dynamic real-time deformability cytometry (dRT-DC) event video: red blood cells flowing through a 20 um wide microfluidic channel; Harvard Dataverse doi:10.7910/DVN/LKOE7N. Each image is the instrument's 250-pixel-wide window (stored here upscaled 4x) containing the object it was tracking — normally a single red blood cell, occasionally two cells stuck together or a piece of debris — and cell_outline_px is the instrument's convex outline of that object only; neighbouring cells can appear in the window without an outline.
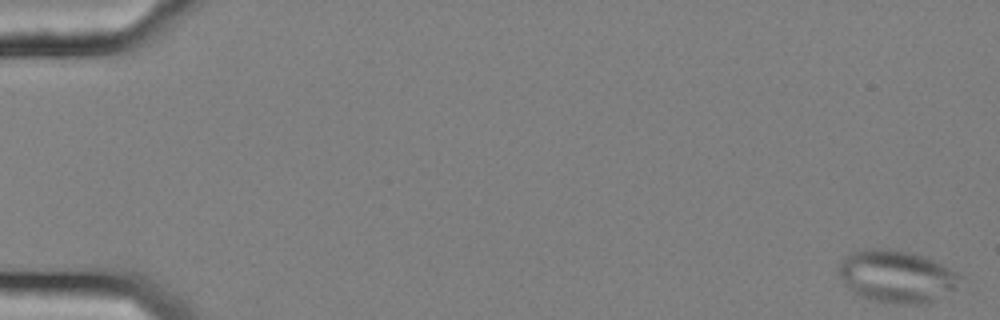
{"species": "common noctule bat (a hibernating species)", "species_latin": "Nyctalus noctula", "temperature_condition": "cold", "stored_images_in_passage": 57, "camera_frame_rate_fps": 3000, "um_per_image_px": 0.085, "animal": {"sex": "female", "body_mass_g": 25.1}, "frame": {"image": 1, "passage_image": 1, "time_ms": 0.0, "image_size_px": [1000, 320], "cell_outline_px": [[964, 276], [956, 288], [936, 300], [928, 304], [896, 304], [872, 300], [860, 296], [848, 288], [844, 284], [840, 276], [840, 264], [852, 252], [872, 248], [888, 248], [908, 252], [932, 260]], "centroid_in_image_um": [76.24, 23.52], "position_along_channel_um": 8.8, "area_um2": 36.76}}
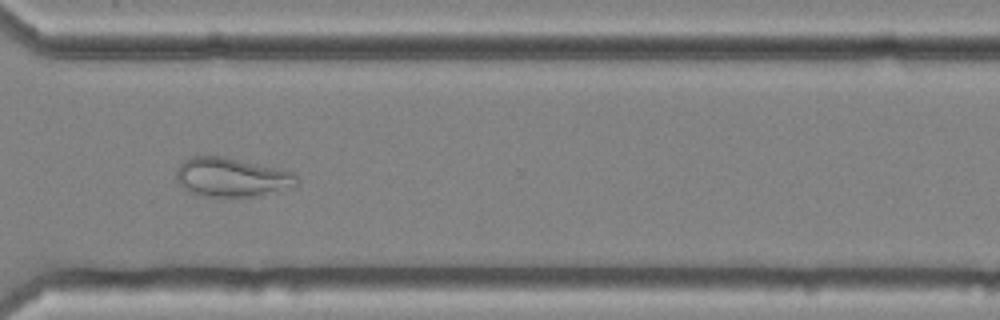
{"frame": {"image": 2, "passage_image": 43, "time_ms": 14.0, "image_size_px": [1000, 320], "cell_outline_px": [[300, 180], [296, 184], [252, 196], [204, 196], [188, 192], [176, 180], [176, 172], [180, 164], [188, 156], [224, 156], [276, 168], [292, 172]], "centroid_in_image_um": [19.59, 15.04], "position_along_channel_um": 351.0, "area_um2": 26.82}}
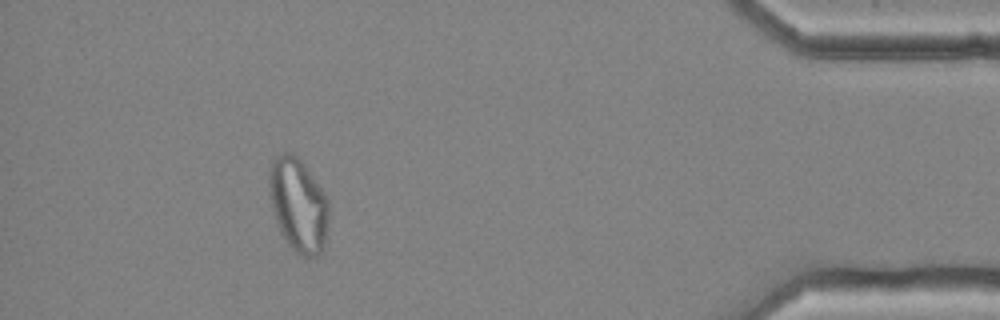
{"frame": {"image": 3, "passage_image": 52, "time_ms": 17.0, "image_size_px": [1000, 320], "cell_outline_px": [[328, 228], [324, 248], [316, 256], [304, 260], [284, 240], [276, 224], [268, 192], [268, 168], [272, 160], [276, 156], [284, 152], [292, 152], [304, 164], [328, 200]], "centroid_in_image_um": [25.32, 17.45], "position_along_channel_um": 409.9, "area_um2": 33.12}}